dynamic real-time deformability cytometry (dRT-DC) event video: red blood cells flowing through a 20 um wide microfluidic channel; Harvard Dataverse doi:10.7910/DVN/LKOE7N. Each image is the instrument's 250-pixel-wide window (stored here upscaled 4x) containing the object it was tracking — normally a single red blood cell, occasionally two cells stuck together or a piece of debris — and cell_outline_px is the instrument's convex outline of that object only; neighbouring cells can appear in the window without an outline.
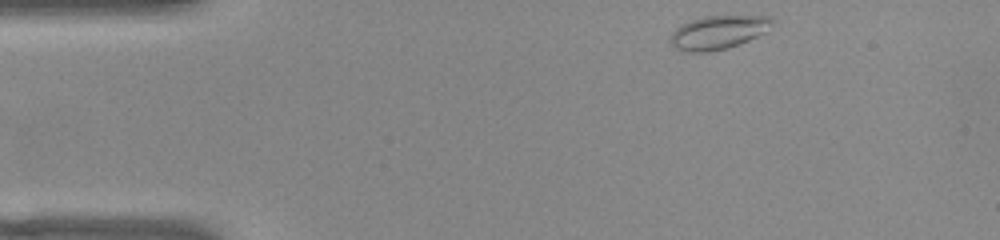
{"species": "common noctule bat (a hibernating species)", "species_latin": "Nyctalus noctula", "temperature_condition": "warm", "stored_images_in_passage": 45, "camera_frame_rate_fps": 3000, "um_per_image_px": 0.085, "animal": {"sex": "female", "body_mass_g": 22.0, "forearm_length_mm": 56.7}, "frame": {"image": 1, "passage_image": 1, "time_ms": 0.0, "image_size_px": [1000, 240], "cell_outline_px": [[776, 20], [764, 32], [748, 40], [728, 48], [708, 52], [688, 52], [676, 48], [668, 40], [668, 36], [676, 28], [692, 20], [704, 16], [772, 16]], "centroid_in_image_um": [61.03, 2.75], "position_along_channel_um": 24.0, "area_um2": 19.83}}
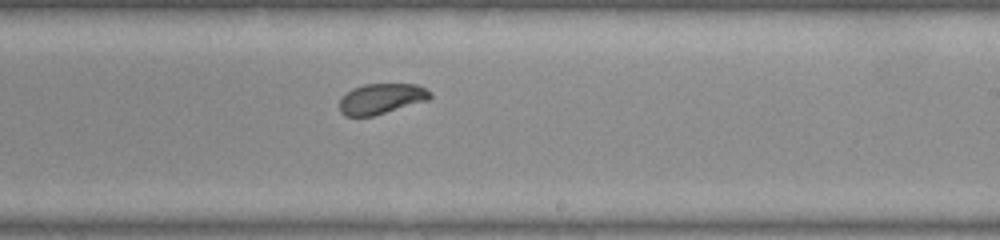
{"frame": {"image": 2, "passage_image": 24, "time_ms": 7.667, "image_size_px": [1000, 240], "cell_outline_px": [[432, 96], [428, 100], [372, 116], [344, 116], [340, 112], [340, 96], [352, 88], [364, 84], [416, 84], [432, 92]], "centroid_in_image_um": [32.38, 8.38], "position_along_channel_um": 256.6, "area_um2": 16.13}}
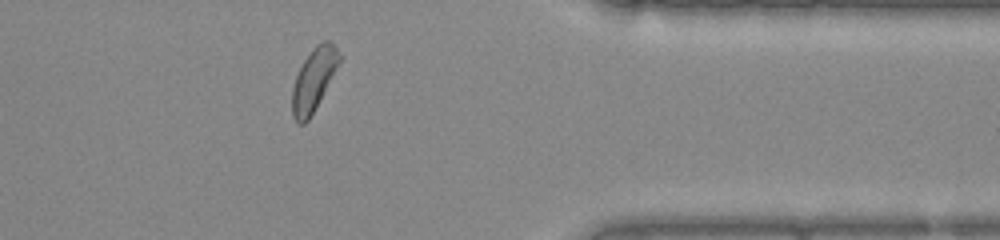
{"frame": {"image": 3, "passage_image": 35, "time_ms": 11.333, "image_size_px": [1000, 240], "cell_outline_px": [[340, 60], [308, 120], [304, 124], [300, 124], [292, 116], [292, 88], [296, 76], [304, 60], [312, 48], [316, 44], [324, 40], [328, 40], [336, 48], [340, 56]], "centroid_in_image_um": [26.62, 6.75], "position_along_channel_um": 384.8, "area_um2": 16.47}, "authors_computed_cell_mechanics": {"area_um2": 17.34, "velocity_mm_per_s": 3.9496, "shape_relaxation_time_tau1_ms": 2.329, "shape_relaxation_time_tau2_ms": null, "deformation_change_tau1": 0.0877, "deformation_change_tau2": null}}